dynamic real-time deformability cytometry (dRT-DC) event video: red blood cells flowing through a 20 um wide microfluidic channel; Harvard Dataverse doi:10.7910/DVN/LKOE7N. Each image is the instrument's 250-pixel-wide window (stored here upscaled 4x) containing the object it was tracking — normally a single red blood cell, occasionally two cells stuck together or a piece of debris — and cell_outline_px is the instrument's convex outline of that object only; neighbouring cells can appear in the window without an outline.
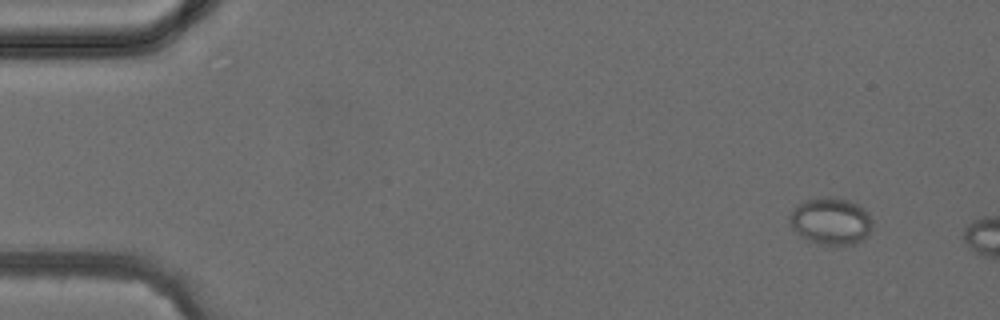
{"species": "common noctule bat (a hibernating species)", "species_latin": "Nyctalus noctula", "temperature_condition": "cold", "stored_images_in_passage": 4, "camera_frame_rate_fps": 3000, "um_per_image_px": 0.085, "animal": {"sex": "female", "body_mass_g": 24.6, "forearm_length_mm": 56.2}, "frame": {"image": 1, "passage_image": 1, "time_ms": 0.0, "image_size_px": [1000, 320], "cell_outline_px": [[872, 228], [864, 240], [856, 244], [820, 244], [808, 240], [796, 232], [792, 228], [788, 220], [788, 216], [804, 200], [824, 196], [832, 196], [848, 200], [864, 208], [868, 212], [872, 220]], "centroid_in_image_um": [70.64, 18.79], "position_along_channel_um": 14.4, "area_um2": 22.77}}